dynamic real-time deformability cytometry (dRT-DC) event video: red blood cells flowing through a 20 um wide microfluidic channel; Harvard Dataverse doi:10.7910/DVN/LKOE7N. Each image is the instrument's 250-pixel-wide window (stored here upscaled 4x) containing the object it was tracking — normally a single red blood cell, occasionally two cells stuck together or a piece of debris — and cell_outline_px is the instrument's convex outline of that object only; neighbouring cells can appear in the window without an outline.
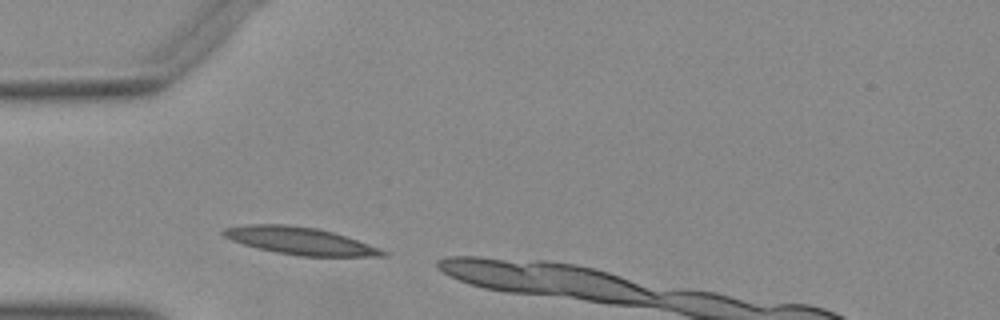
{"species": "Egyptian fruit bat (a non-hibernating species)", "species_latin": "Rousettus aegyptiacus", "temperature_condition": "warm", "stored_images_in_passage": 5, "camera_frame_rate_fps": 3000, "um_per_image_px": 0.085, "animal": {"sex": "female"}, "frame": {"image": 1, "passage_image": 1, "time_ms": 0.0, "image_size_px": [1000, 320], "cell_outline_px": [[388, 256], [300, 256], [276, 252], [244, 244], [232, 240], [224, 236], [220, 232], [224, 228], [248, 224], [284, 224], [316, 228], [332, 232], [380, 248], [388, 252]], "centroid_in_image_um": [25.49, 20.47], "position_along_channel_um": 59.5, "area_um2": 25.03}}
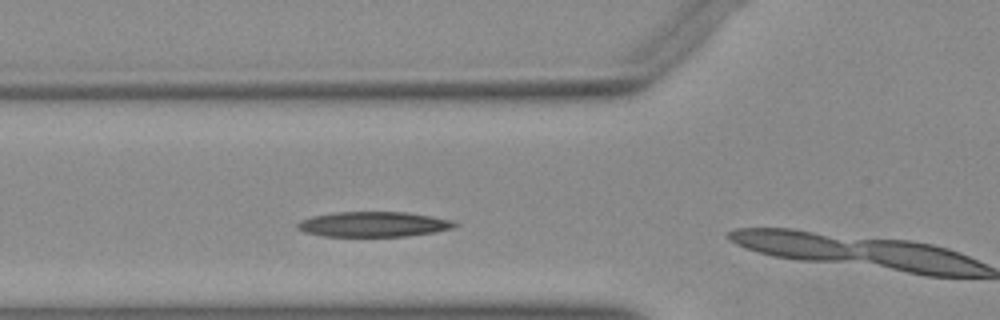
{"frame": {"image": 2, "passage_image": 4, "time_ms": 1.0, "image_size_px": [1000, 320], "cell_outline_px": [[460, 224], [452, 228], [432, 232], [408, 236], [320, 236], [304, 232], [296, 228], [296, 224], [300, 220], [312, 216], [336, 212], [404, 212], [432, 216], [452, 220]], "centroid_in_image_um": [31.71, 19.06], "position_along_channel_um": 94.1, "area_um2": 23.06}}